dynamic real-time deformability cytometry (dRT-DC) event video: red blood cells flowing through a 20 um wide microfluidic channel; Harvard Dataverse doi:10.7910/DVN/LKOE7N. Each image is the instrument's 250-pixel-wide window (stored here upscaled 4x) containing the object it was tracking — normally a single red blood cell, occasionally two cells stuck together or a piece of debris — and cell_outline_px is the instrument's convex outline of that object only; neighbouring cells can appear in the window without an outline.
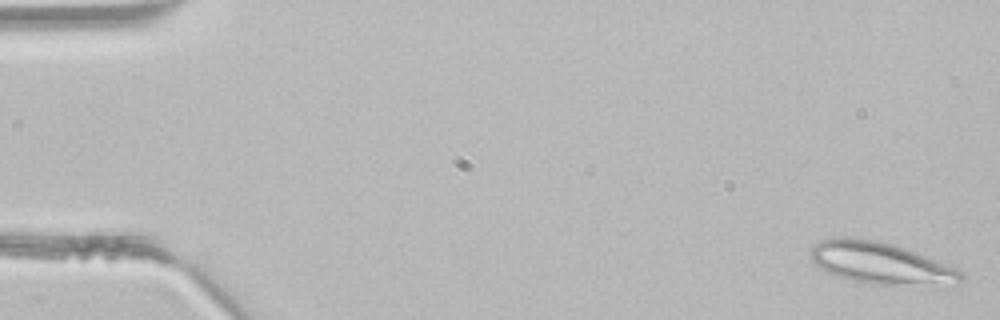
{"species": "common noctule bat (a hibernating species)", "species_latin": "Nyctalus noctula", "temperature_condition": "room temperature", "stored_images_in_passage": 45, "camera_frame_rate_fps": 3000, "um_per_image_px": 0.085, "animal": {"sex": "male", "body_mass_g": 21.5, "forearm_length_mm": 52.0}, "frame": {"image": 1, "passage_image": 1, "time_ms": 0.0, "image_size_px": [1000, 320], "cell_outline_px": [[964, 280], [896, 284], [872, 284], [852, 280], [828, 272], [820, 268], [812, 260], [812, 248], [820, 240], [844, 236], [872, 240], [904, 248], [956, 268], [964, 272]], "centroid_in_image_um": [74.75, 22.32], "position_along_channel_um": 10.3, "area_um2": 34.8}}
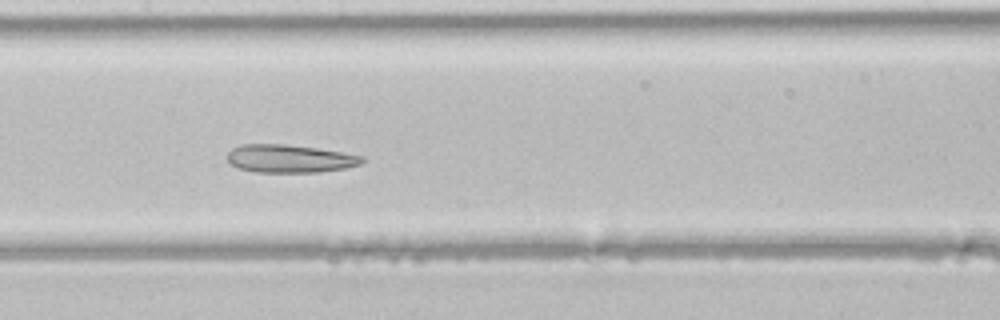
{"frame": {"image": 2, "passage_image": 22, "time_ms": 7.0, "image_size_px": [1000, 320], "cell_outline_px": [[364, 160], [360, 164], [348, 168], [320, 172], [256, 172], [240, 168], [232, 164], [228, 160], [228, 152], [232, 148], [240, 144], [284, 144], [316, 148], [364, 156]], "centroid_in_image_um": [24.64, 13.48], "position_along_channel_um": 182.8, "area_um2": 21.91}}
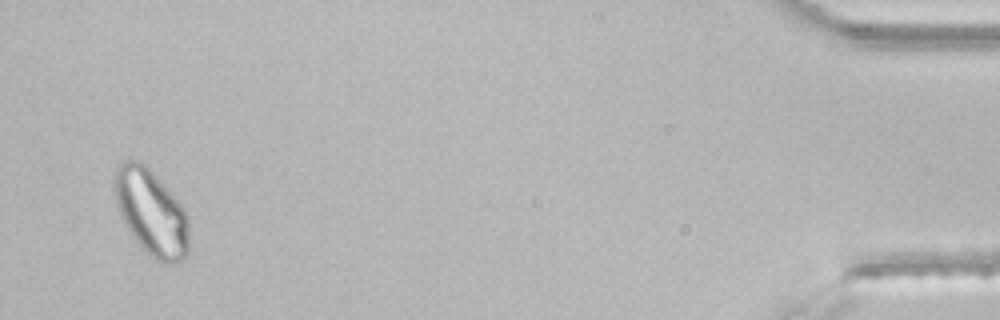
{"frame": {"image": 3, "passage_image": 44, "time_ms": 14.333, "image_size_px": [1000, 320], "cell_outline_px": [[188, 252], [180, 260], [172, 264], [160, 264], [140, 248], [124, 224], [120, 216], [116, 204], [112, 180], [116, 164], [124, 160], [140, 160], [152, 172], [180, 204], [188, 220]], "centroid_in_image_um": [12.79, 18.06], "position_along_channel_um": 422.4, "area_um2": 37.57}}